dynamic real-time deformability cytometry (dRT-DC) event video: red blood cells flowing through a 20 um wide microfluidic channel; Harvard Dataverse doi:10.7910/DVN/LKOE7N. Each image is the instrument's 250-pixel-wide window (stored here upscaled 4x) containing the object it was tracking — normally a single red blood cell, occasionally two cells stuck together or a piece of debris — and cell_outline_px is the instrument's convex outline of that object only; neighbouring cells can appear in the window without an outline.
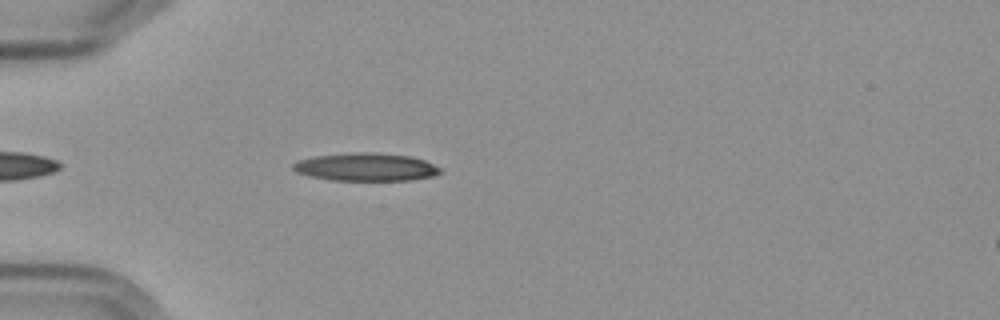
{"species": "Egyptian fruit bat (a non-hibernating species)", "species_latin": "Rousettus aegyptiacus", "temperature_condition": "cold", "stored_images_in_passage": 4, "camera_frame_rate_fps": 3000, "um_per_image_px": 0.085, "frame": {"image": 1, "passage_image": 4, "time_ms": 3.333, "image_size_px": [1000, 320], "cell_outline_px": [[444, 172], [436, 176], [412, 180], [332, 180], [308, 176], [296, 172], [292, 168], [292, 164], [300, 160], [316, 156], [360, 152], [372, 152], [408, 156], [424, 160], [440, 168]], "centroid_in_image_um": [31.13, 14.21], "position_along_channel_um": 53.9, "area_um2": 23.87}}